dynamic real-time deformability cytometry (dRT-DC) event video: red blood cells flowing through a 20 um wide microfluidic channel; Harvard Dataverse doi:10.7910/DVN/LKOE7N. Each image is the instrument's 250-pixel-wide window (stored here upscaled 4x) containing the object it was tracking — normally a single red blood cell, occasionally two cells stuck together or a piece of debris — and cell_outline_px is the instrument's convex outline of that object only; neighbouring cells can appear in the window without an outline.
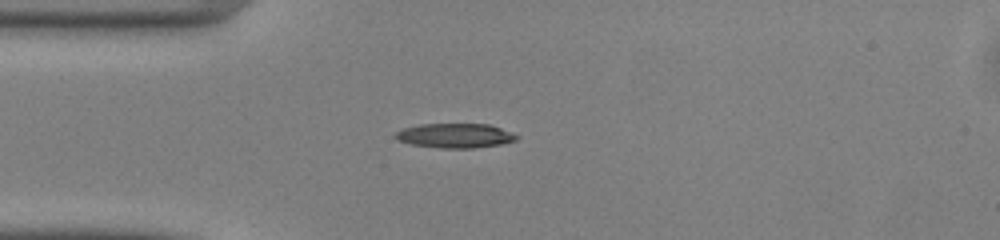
{"species": "common noctule bat (a hibernating species)", "species_latin": "Nyctalus noctula", "temperature_condition": "warm", "stored_images_in_passage": 38, "camera_frame_rate_fps": 3000, "um_per_image_px": 0.085, "animal": {"sex": "male", "body_mass_g": 13.0, "forearm_length_mm": 53.1}, "frame": {"image": 1, "passage_image": 1, "time_ms": 0.0, "image_size_px": [1000, 240], "cell_outline_px": [[520, 136], [516, 140], [500, 144], [472, 148], [440, 148], [412, 144], [400, 140], [392, 136], [400, 128], [420, 124], [488, 124], [500, 128]], "centroid_in_image_um": [38.65, 11.52], "position_along_channel_um": 46.4, "area_um2": 17.22}}
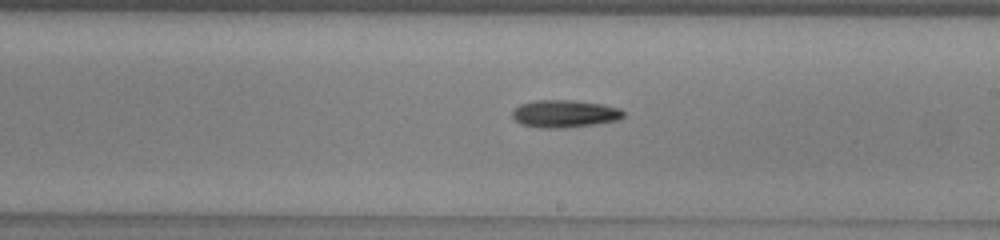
{"frame": {"image": 2, "passage_image": 16, "time_ms": 5.0, "image_size_px": [1000, 240], "cell_outline_px": [[624, 116], [620, 120], [596, 124], [564, 128], [540, 128], [520, 124], [512, 116], [512, 112], [520, 104], [536, 100], [572, 100], [604, 104], [620, 108], [624, 112]], "centroid_in_image_um": [48.02, 9.67], "position_along_channel_um": 241.0, "area_um2": 17.98}}
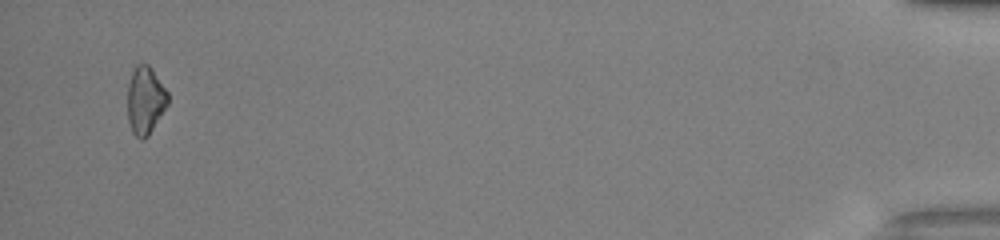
{"frame": {"image": 3, "passage_image": 36, "time_ms": 11.667, "image_size_px": [1000, 240], "cell_outline_px": [[168, 104], [148, 136], [144, 140], [140, 140], [132, 132], [128, 120], [128, 84], [132, 72], [136, 64], [148, 64], [152, 68], [168, 92]], "centroid_in_image_um": [12.35, 8.53], "position_along_channel_um": 422.8, "area_um2": 15.95}, "authors_computed_cell_mechanics": {"area_um2": 16.6464, "velocity_mm_per_s": 4.136, "shape_relaxation_time_tau1_ms": 11.1222, "shape_relaxation_time_tau2_ms": null, "deformation_change_tau1": 0.1883, "deformation_change_tau2": null}}